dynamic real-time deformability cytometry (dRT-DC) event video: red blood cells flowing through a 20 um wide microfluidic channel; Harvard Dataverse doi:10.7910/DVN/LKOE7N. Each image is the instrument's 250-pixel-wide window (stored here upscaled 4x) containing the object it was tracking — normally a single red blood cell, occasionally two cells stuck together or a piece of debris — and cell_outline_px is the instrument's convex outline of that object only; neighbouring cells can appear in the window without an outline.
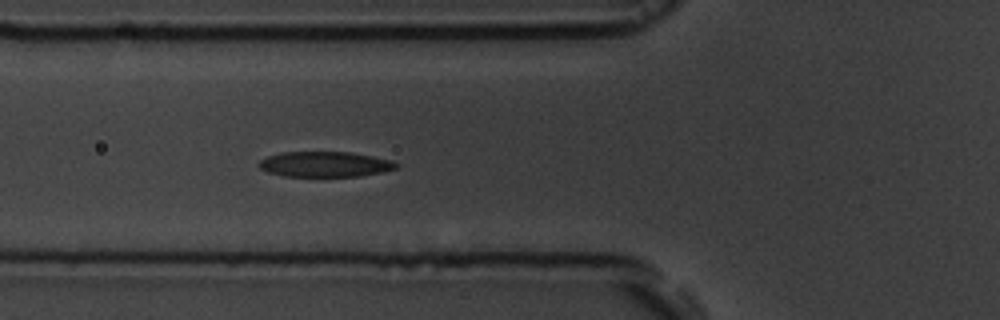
{"species": "common noctule bat (a hibernating species)", "species_latin": "Nyctalus noctula", "temperature_condition": "room temperature", "stored_images_in_passage": 7, "camera_frame_rate_fps": 3000, "um_per_image_px": 0.085, "animal": {"sex": "male", "body_mass_g": 19.5, "forearm_length_mm": 54.6}, "frame": {"image": 1, "passage_image": 7, "time_ms": 6.667, "image_size_px": [1000, 320], "cell_outline_px": [[396, 168], [380, 172], [360, 176], [284, 176], [268, 172], [260, 168], [256, 164], [260, 160], [268, 156], [280, 152], [348, 152], [372, 156], [392, 160], [396, 164]], "centroid_in_image_um": [27.56, 13.95], "position_along_channel_um": 98.2, "area_um2": 20.11}}